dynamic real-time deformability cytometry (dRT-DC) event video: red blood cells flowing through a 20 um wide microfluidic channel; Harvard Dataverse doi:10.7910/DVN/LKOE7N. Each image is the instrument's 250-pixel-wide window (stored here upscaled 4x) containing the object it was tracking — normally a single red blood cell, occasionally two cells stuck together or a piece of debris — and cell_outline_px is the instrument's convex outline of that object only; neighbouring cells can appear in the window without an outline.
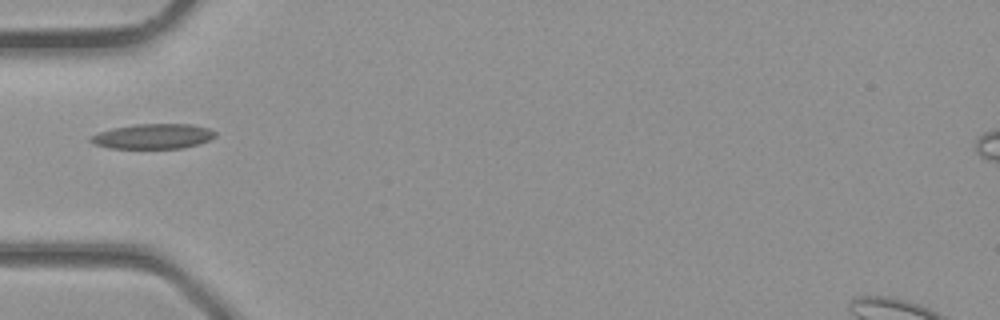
{"species": "common noctule bat (a hibernating species)", "species_latin": "Nyctalus noctula", "temperature_condition": "room temperature", "stored_images_in_passage": 1, "camera_frame_rate_fps": 3000, "um_per_image_px": 0.085, "animal": {"sex": "male", "body_mass_g": 23.1, "forearm_length_mm": 52.7}, "frame": {"image": 1, "passage_image": 1, "time_ms": 0.0, "image_size_px": [1000, 320], "cell_outline_px": [[216, 136], [212, 140], [200, 144], [184, 148], [108, 148], [92, 144], [88, 140], [92, 136], [100, 132], [112, 128], [136, 124], [192, 124], [208, 128], [216, 132]], "centroid_in_image_um": [13.05, 11.59], "position_along_channel_um": 72.0, "area_um2": 18.32}}